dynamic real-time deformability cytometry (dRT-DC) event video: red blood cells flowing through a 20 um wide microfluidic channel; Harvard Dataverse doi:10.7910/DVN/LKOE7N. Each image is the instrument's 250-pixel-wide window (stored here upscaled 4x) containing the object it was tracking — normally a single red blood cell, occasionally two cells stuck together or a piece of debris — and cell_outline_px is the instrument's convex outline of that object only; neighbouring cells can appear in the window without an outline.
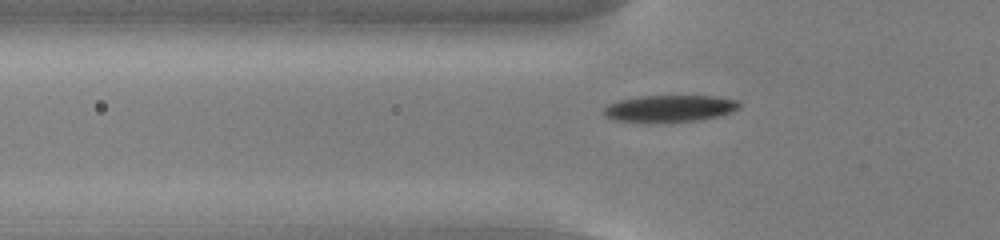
{"species": "common noctule bat (a hibernating species)", "species_latin": "Nyctalus noctula", "temperature_condition": "cold", "stored_images_in_passage": 39, "camera_frame_rate_fps": 3000, "um_per_image_px": 0.085, "animal": {"sex": "male", "body_mass_g": 13.0, "forearm_length_mm": 53.1}, "frame": {"image": 1, "passage_image": 3, "time_ms": 0.667, "image_size_px": [1000, 240], "cell_outline_px": [[740, 108], [720, 116], [696, 120], [648, 124], [612, 120], [604, 116], [604, 108], [608, 104], [620, 100], [640, 96], [716, 96], [736, 100], [740, 104]], "centroid_in_image_um": [56.86, 9.25], "position_along_channel_um": 68.9, "area_um2": 21.62}}
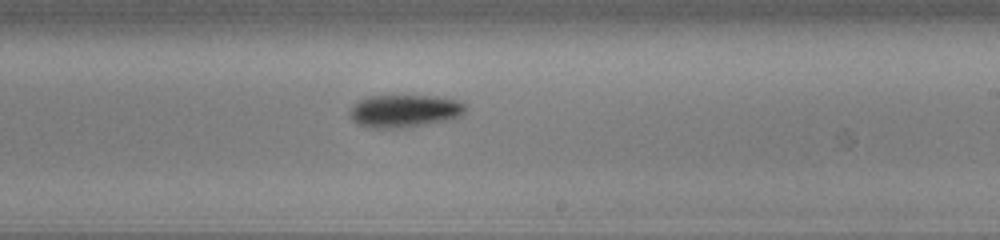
{"frame": {"image": 2, "passage_image": 18, "time_ms": 5.667, "image_size_px": [1000, 240], "cell_outline_px": [[468, 104], [464, 112], [460, 116], [444, 120], [404, 128], [372, 128], [356, 124], [348, 116], [348, 112], [352, 104], [368, 96], [436, 96], [460, 100]], "centroid_in_image_um": [34.35, 9.43], "position_along_channel_um": 254.7, "area_um2": 22.25}}
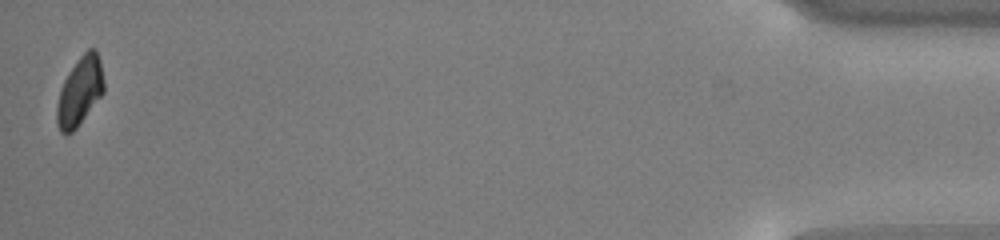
{"frame": {"image": 3, "passage_image": 39, "time_ms": 12.667, "image_size_px": [1000, 240], "cell_outline_px": [[104, 92], [76, 128], [72, 132], [60, 132], [56, 124], [56, 108], [60, 88], [68, 72], [80, 56], [88, 48], [96, 48], [100, 60], [104, 80]], "centroid_in_image_um": [6.78, 7.73], "position_along_channel_um": 428.4, "area_um2": 18.79}, "authors_computed_cell_mechanics": {"area_um2": 21.1548, "velocity_mm_per_s": 3.745, "shape_relaxation_time_tau1_ms": 9.0783, "shape_relaxation_time_tau2_ms": null, "deformation_change_tau1": 0.2207, "deformation_change_tau2": null}}